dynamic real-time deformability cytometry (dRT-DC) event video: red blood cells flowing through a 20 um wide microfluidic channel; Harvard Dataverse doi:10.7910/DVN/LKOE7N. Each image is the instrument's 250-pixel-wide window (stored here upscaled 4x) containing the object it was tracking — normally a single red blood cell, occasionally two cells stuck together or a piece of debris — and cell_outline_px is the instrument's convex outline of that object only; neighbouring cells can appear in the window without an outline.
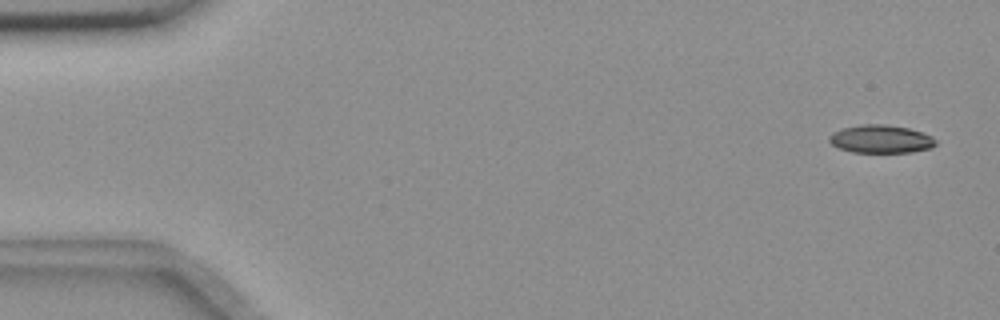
{"species": "common noctule bat (a hibernating species)", "species_latin": "Nyctalus noctula", "temperature_condition": "room temperature", "stored_images_in_passage": 56, "camera_frame_rate_fps": 3000, "um_per_image_px": 0.085, "animal": {"sex": "female", "body_mass_g": 18.4}, "frame": {"image": 1, "passage_image": 3, "time_ms": 0.667, "image_size_px": [1000, 320], "cell_outline_px": [[936, 144], [932, 148], [912, 152], [852, 152], [840, 148], [832, 144], [828, 140], [828, 136], [832, 132], [840, 128], [860, 124], [884, 124], [908, 128], [932, 136], [936, 140]], "centroid_in_image_um": [74.85, 11.81], "position_along_channel_um": 10.2, "area_um2": 17.51}}
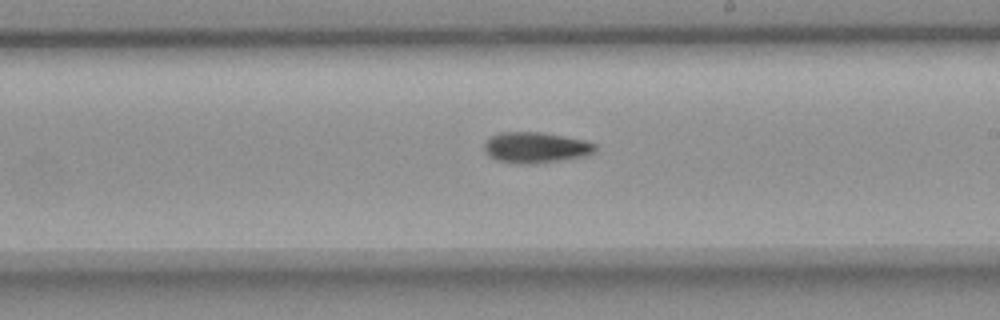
{"frame": {"image": 2, "passage_image": 33, "time_ms": 10.667, "image_size_px": [1000, 320], "cell_outline_px": [[596, 152], [588, 156], [532, 164], [520, 164], [496, 160], [488, 156], [484, 152], [484, 144], [492, 136], [500, 132], [540, 132], [584, 140], [596, 144]], "centroid_in_image_um": [45.54, 12.55], "position_along_channel_um": 243.5, "area_um2": 20.0}}
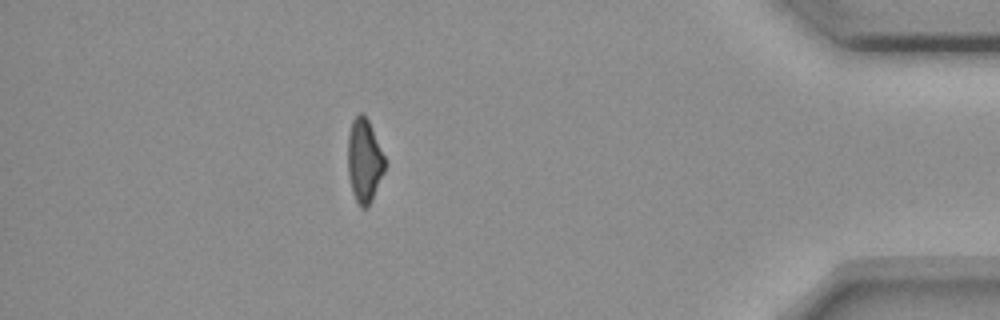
{"frame": {"image": 3, "passage_image": 50, "time_ms": 16.333, "image_size_px": [1000, 320], "cell_outline_px": [[384, 172], [372, 200], [368, 208], [360, 208], [352, 192], [348, 176], [348, 132], [352, 120], [360, 112], [364, 112], [368, 120], [384, 156]], "centroid_in_image_um": [30.94, 13.66], "position_along_channel_um": 404.3, "area_um2": 18.03}, "authors_computed_cell_mechanics": {"area_um2": 19.0451, "velocity_mm_per_s": 3.6468, "shape_relaxation_time_tau1_ms": 8.8714, "shape_relaxation_time_tau2_ms": null, "deformation_change_tau1": 0.2038, "deformation_change_tau2": null}}